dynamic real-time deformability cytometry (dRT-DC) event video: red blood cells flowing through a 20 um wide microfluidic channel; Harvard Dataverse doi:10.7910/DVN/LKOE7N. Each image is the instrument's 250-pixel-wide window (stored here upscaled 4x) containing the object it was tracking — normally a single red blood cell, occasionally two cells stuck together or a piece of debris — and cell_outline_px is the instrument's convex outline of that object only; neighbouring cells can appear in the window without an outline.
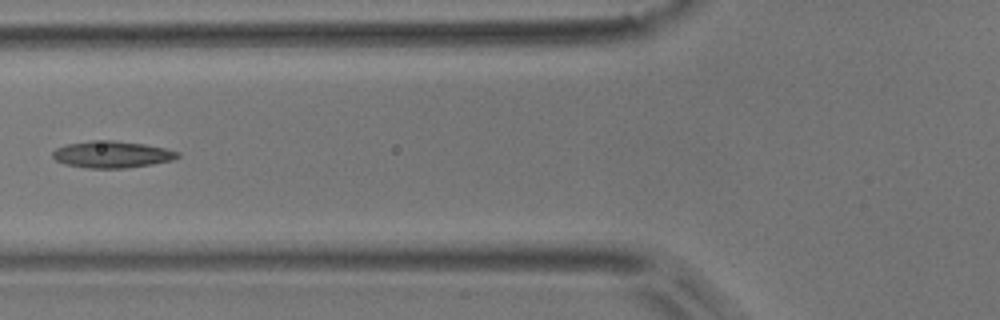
{"species": "common noctule bat (a hibernating species)", "species_latin": "Nyctalus noctula", "temperature_condition": "room temperature", "stored_images_in_passage": 7, "camera_frame_rate_fps": 3000, "um_per_image_px": 0.085, "animal": {"sex": "male", "body_mass_g": 17.9}, "frame": {"image": 1, "passage_image": 6, "time_ms": 1.667, "image_size_px": [1000, 320], "cell_outline_px": [[180, 156], [172, 160], [152, 164], [124, 168], [88, 168], [64, 164], [56, 160], [52, 156], [52, 152], [56, 148], [64, 144], [92, 140], [112, 140], [144, 144], [164, 148], [180, 152]], "centroid_in_image_um": [9.49, 13.12], "position_along_channel_um": 116.3, "area_um2": 19.54}}
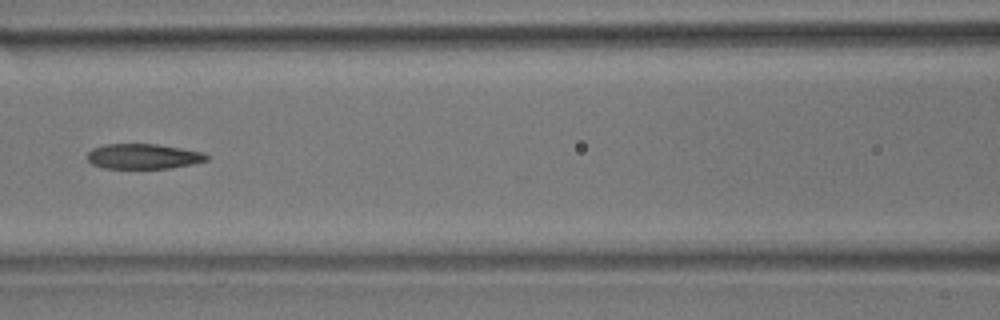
{"frame": {"image": 2, "passage_image": 7, "time_ms": 2.0, "image_size_px": [1000, 320], "cell_outline_px": [[208, 160], [192, 164], [172, 168], [104, 168], [92, 164], [88, 160], [88, 152], [92, 148], [104, 144], [156, 144], [204, 152], [208, 156]], "centroid_in_image_um": [12.18, 13.29], "position_along_channel_um": 154.4, "area_um2": 17.46}}